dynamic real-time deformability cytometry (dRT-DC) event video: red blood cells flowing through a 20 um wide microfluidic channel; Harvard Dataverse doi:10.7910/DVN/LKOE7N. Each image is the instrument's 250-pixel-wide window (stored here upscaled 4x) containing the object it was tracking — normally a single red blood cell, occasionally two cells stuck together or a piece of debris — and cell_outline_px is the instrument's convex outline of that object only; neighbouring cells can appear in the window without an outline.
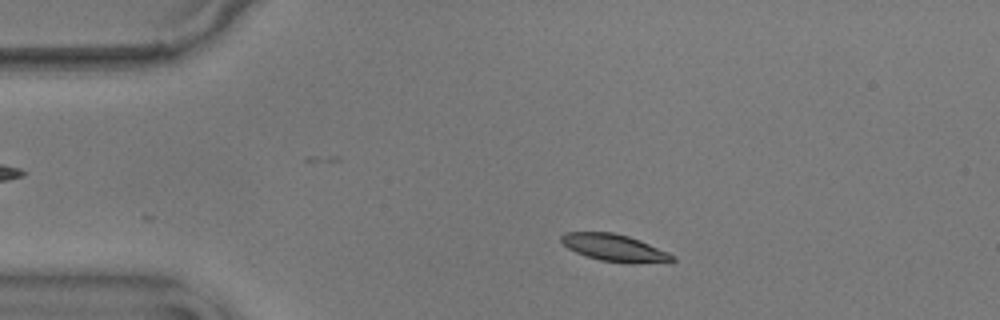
{"species": "common noctule bat (a hibernating species)", "species_latin": "Nyctalus noctula", "temperature_condition": "warm", "stored_images_in_passage": 52, "camera_frame_rate_fps": 3000, "um_per_image_px": 0.085, "animal": {"sex": "male", "body_mass_g": 17.9}, "frame": {"image": 1, "passage_image": 7, "time_ms": 2.0, "image_size_px": [1000, 320], "cell_outline_px": [[676, 260], [600, 260], [576, 252], [568, 248], [560, 240], [560, 236], [564, 232], [612, 232], [628, 236], [668, 252], [676, 256]], "centroid_in_image_um": [52.08, 20.98], "position_along_channel_um": 32.9, "area_um2": 16.24}}
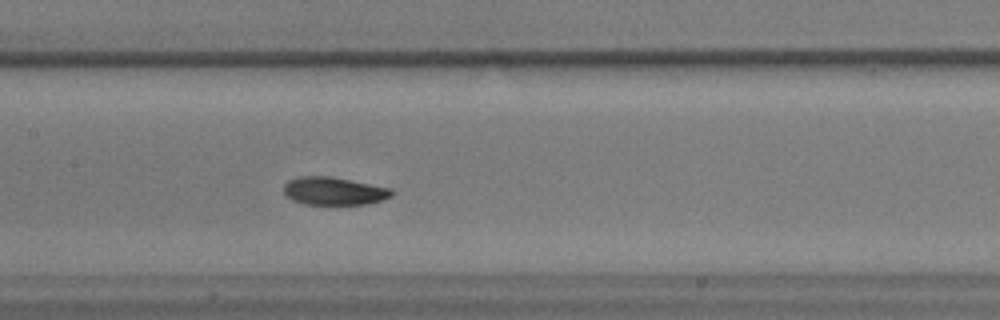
{"frame": {"image": 2, "passage_image": 23, "time_ms": 7.333, "image_size_px": [1000, 320], "cell_outline_px": [[392, 196], [368, 204], [304, 204], [292, 200], [284, 192], [284, 184], [288, 180], [300, 176], [328, 176], [392, 188]], "centroid_in_image_um": [28.36, 16.23], "position_along_channel_um": 179.0, "area_um2": 17.4}}
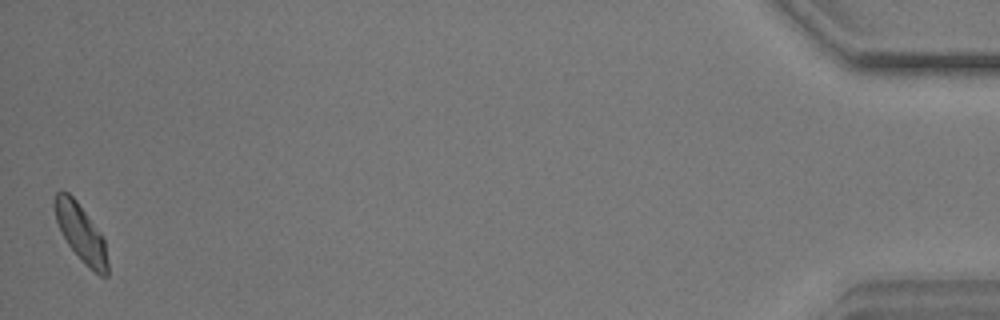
{"frame": {"image": 3, "passage_image": 52, "time_ms": 17.0, "image_size_px": [1000, 320], "cell_outline_px": [[108, 276], [100, 276], [84, 264], [68, 244], [56, 220], [52, 204], [52, 200], [56, 192], [60, 188], [68, 192], [76, 200], [104, 236], [108, 264]], "centroid_in_image_um": [6.86, 19.76], "position_along_channel_um": 428.3, "area_um2": 17.98}, "authors_computed_cell_mechanics": {"area_um2": 17.9758, "velocity_mm_per_s": 3.5449, "shape_relaxation_time_tau1_ms": 2.444, "shape_relaxation_time_tau2_ms": 5.4036, "deformation_change_tau1": 0.0888, "deformation_change_tau2": 0.1007}}